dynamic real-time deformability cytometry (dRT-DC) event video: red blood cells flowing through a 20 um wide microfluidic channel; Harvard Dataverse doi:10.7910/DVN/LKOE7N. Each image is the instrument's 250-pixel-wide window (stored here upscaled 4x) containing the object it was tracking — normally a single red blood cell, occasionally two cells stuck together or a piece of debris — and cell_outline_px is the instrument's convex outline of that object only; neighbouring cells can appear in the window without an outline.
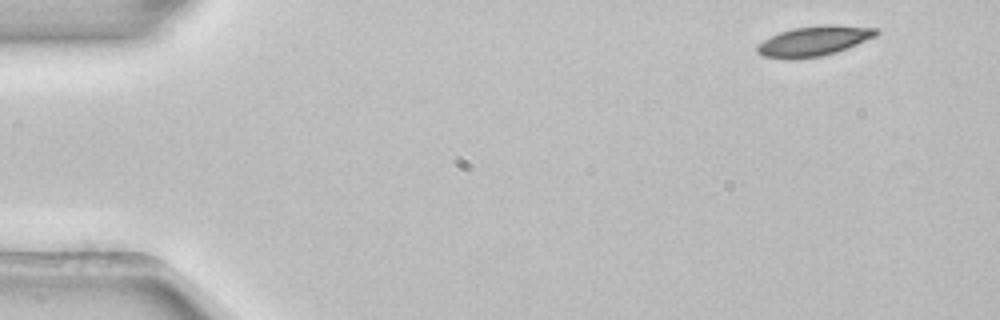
{"species": "common noctule bat (a hibernating species)", "species_latin": "Nyctalus noctula", "temperature_condition": "room temperature", "stored_images_in_passage": 3, "camera_frame_rate_fps": 3000, "um_per_image_px": 0.085, "animal": {"sex": "female", "body_mass_g": 22.7, "forearm_length_mm": 54.2}, "frame": {"image": 1, "passage_image": 1, "time_ms": 0.0, "image_size_px": [1000, 320], "cell_outline_px": [[880, 32], [876, 36], [848, 48], [836, 52], [820, 56], [764, 56], [756, 52], [756, 44], [780, 32], [792, 28], [824, 24], [832, 24], [880, 28]], "centroid_in_image_um": [69.28, 3.42], "position_along_channel_um": 15.7, "area_um2": 20.23}}
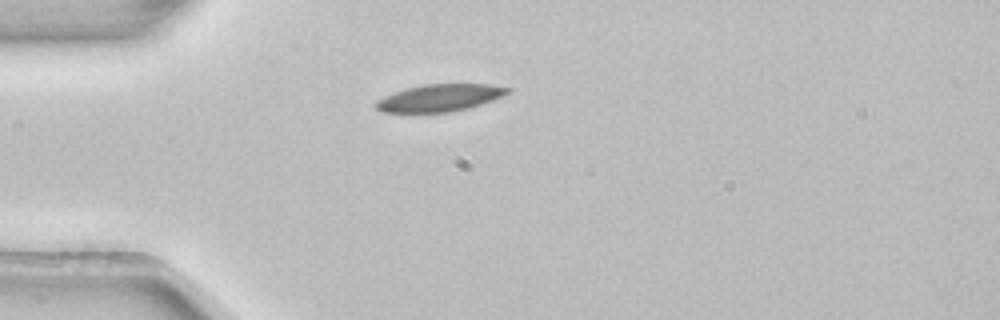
{"frame": {"image": 2, "passage_image": 3, "time_ms": 0.667, "image_size_px": [1000, 320], "cell_outline_px": [[512, 92], [504, 96], [468, 108], [448, 112], [380, 112], [372, 104], [376, 100], [384, 96], [408, 88], [424, 84], [492, 84], [512, 88]], "centroid_in_image_um": [37.4, 8.31], "position_along_channel_um": 47.6, "area_um2": 20.92}}